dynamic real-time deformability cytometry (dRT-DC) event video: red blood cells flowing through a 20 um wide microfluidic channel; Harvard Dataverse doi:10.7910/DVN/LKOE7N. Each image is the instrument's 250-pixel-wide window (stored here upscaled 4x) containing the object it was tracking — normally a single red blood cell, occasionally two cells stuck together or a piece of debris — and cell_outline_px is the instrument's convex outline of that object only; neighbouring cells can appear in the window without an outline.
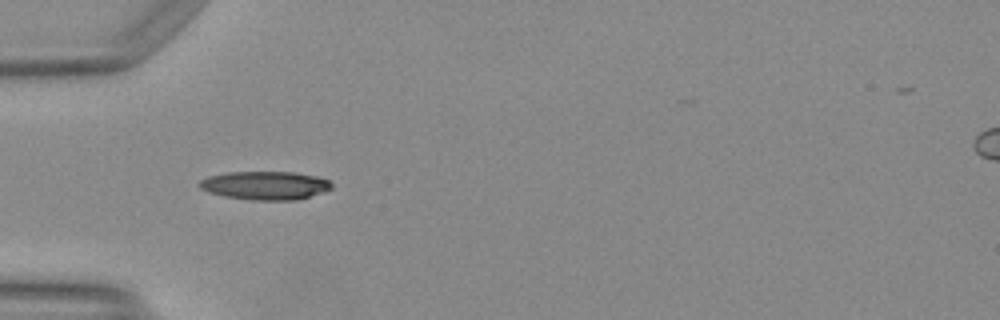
{"species": "Egyptian fruit bat (a non-hibernating species)", "species_latin": "Rousettus aegyptiacus", "temperature_condition": "warm", "stored_images_in_passage": 35, "camera_frame_rate_fps": 3000, "um_per_image_px": 0.085, "animal": {"sex": "female"}, "frame": {"image": 1, "passage_image": 1, "time_ms": 0.0, "image_size_px": [1000, 320], "cell_outline_px": [[332, 188], [324, 192], [296, 200], [252, 200], [224, 196], [208, 192], [200, 188], [196, 184], [200, 180], [208, 176], [228, 172], [292, 172], [316, 176], [328, 180], [332, 184]], "centroid_in_image_um": [22.51, 15.76], "position_along_channel_um": 62.5, "area_um2": 21.96}}
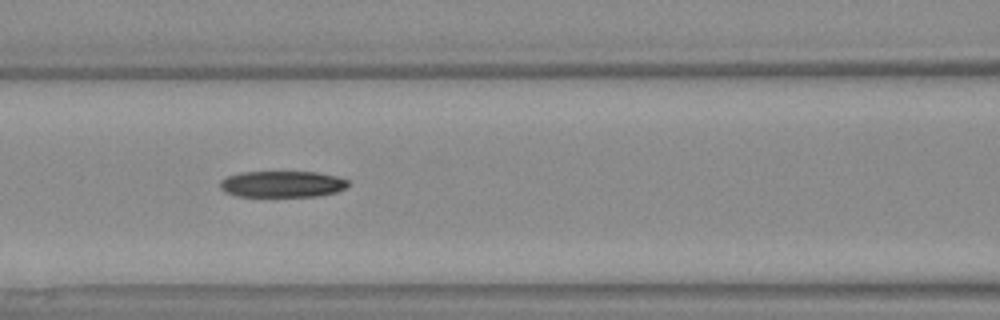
{"frame": {"image": 2, "passage_image": 7, "time_ms": 2.0, "image_size_px": [1000, 320], "cell_outline_px": [[348, 188], [336, 192], [316, 196], [240, 196], [224, 192], [220, 188], [220, 180], [228, 176], [240, 172], [316, 172], [336, 176], [348, 180]], "centroid_in_image_um": [23.99, 15.64], "position_along_channel_um": 142.6, "area_um2": 19.65}}
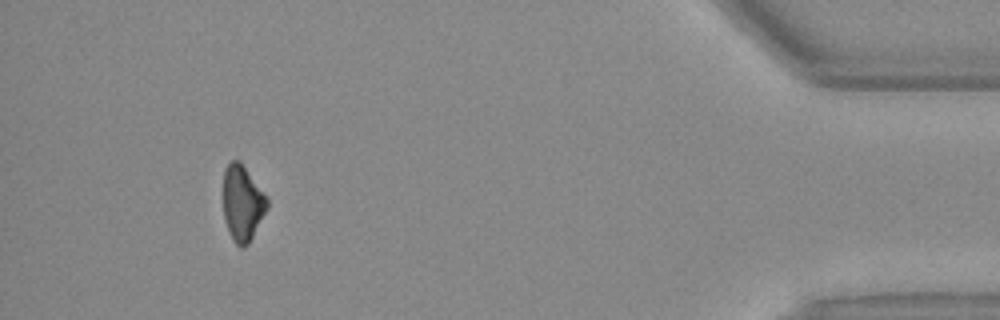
{"frame": {"image": 3, "passage_image": 31, "time_ms": 10.0, "image_size_px": [1000, 320], "cell_outline_px": [[268, 208], [248, 244], [244, 248], [240, 248], [232, 240], [228, 232], [224, 220], [224, 168], [232, 160], [240, 160], [268, 200]], "centroid_in_image_um": [20.59, 17.3], "position_along_channel_um": 414.6, "area_um2": 19.25}}